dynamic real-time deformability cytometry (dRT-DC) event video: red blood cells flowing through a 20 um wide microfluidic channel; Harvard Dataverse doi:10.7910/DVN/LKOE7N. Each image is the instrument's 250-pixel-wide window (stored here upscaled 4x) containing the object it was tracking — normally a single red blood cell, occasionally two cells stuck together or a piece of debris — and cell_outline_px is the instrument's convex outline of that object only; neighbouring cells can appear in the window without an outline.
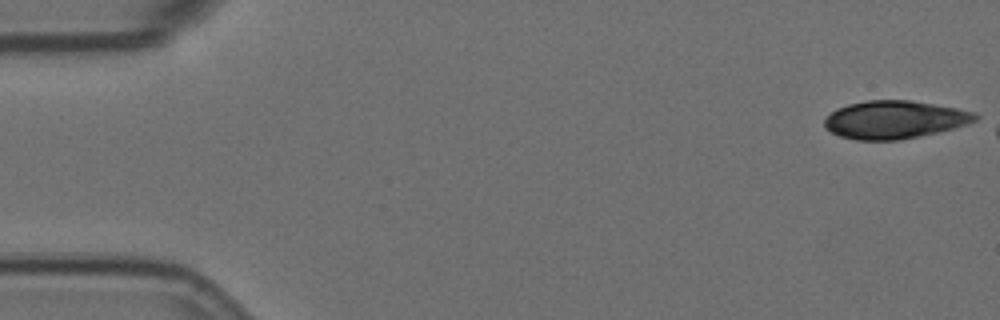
{"species": "Egyptian fruit bat (a non-hibernating species)", "species_latin": "Rousettus aegyptiacus", "temperature_condition": "room temperature", "stored_images_in_passage": 3, "camera_frame_rate_fps": 3000, "um_per_image_px": 0.085, "animal": {"sex": "female"}, "frame": {"image": 1, "passage_image": 1, "time_ms": 0.0, "image_size_px": [1000, 320], "cell_outline_px": [[980, 116], [976, 120], [968, 124], [920, 136], [900, 140], [856, 140], [840, 136], [824, 128], [824, 120], [836, 108], [848, 104], [868, 100], [908, 100], [956, 108], [976, 112]], "centroid_in_image_um": [76.03, 10.17], "position_along_channel_um": 9.0, "area_um2": 33.23}}